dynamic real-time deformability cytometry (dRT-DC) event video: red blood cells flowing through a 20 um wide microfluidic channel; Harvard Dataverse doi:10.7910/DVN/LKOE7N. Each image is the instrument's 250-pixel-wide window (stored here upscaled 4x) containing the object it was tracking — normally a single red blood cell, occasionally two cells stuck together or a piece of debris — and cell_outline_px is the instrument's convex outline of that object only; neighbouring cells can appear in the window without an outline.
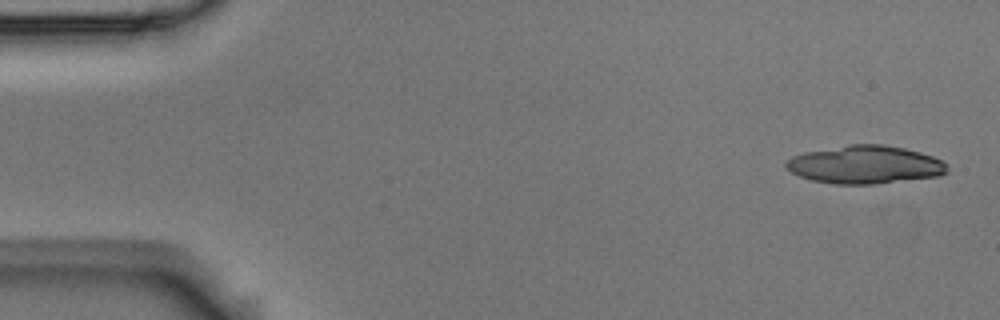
{"species": "Egyptian fruit bat (a non-hibernating species)", "species_latin": "Rousettus aegyptiacus", "temperature_condition": "room temperature", "stored_images_in_passage": 6, "segment_of_instrument_passage": [1, 2], "camera_frame_rate_fps": 3000, "um_per_image_px": 0.085, "animal": {"sex": "male"}, "frame": {"image": 1, "passage_image": 1, "time_ms": 0.0, "image_size_px": [1000, 320], "cell_outline_px": [[948, 172], [940, 176], [872, 184], [836, 184], [812, 180], [800, 176], [784, 168], [784, 160], [792, 156], [804, 152], [848, 144], [884, 144], [904, 148], [920, 152], [932, 156], [940, 160], [948, 168]], "centroid_in_image_um": [73.48, 13.99], "position_along_channel_um": 11.5, "area_um2": 35.84}}